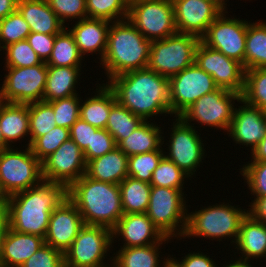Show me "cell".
Wrapping results in <instances>:
<instances>
[{
    "label": "cell",
    "mask_w": 266,
    "mask_h": 267,
    "mask_svg": "<svg viewBox=\"0 0 266 267\" xmlns=\"http://www.w3.org/2000/svg\"><path fill=\"white\" fill-rule=\"evenodd\" d=\"M68 199V187L42 179L32 188L7 197L8 227L20 233L45 238L50 216Z\"/></svg>",
    "instance_id": "1"
},
{
    "label": "cell",
    "mask_w": 266,
    "mask_h": 267,
    "mask_svg": "<svg viewBox=\"0 0 266 267\" xmlns=\"http://www.w3.org/2000/svg\"><path fill=\"white\" fill-rule=\"evenodd\" d=\"M106 84L113 90L121 106L144 121L158 114H172L170 80L149 68L117 75Z\"/></svg>",
    "instance_id": "2"
},
{
    "label": "cell",
    "mask_w": 266,
    "mask_h": 267,
    "mask_svg": "<svg viewBox=\"0 0 266 267\" xmlns=\"http://www.w3.org/2000/svg\"><path fill=\"white\" fill-rule=\"evenodd\" d=\"M68 199L78 208L85 225L112 230L124 214L119 185L98 181L86 174L68 187Z\"/></svg>",
    "instance_id": "3"
},
{
    "label": "cell",
    "mask_w": 266,
    "mask_h": 267,
    "mask_svg": "<svg viewBox=\"0 0 266 267\" xmlns=\"http://www.w3.org/2000/svg\"><path fill=\"white\" fill-rule=\"evenodd\" d=\"M151 43L128 19L111 22L105 56L100 63L107 80L132 70L147 68Z\"/></svg>",
    "instance_id": "4"
},
{
    "label": "cell",
    "mask_w": 266,
    "mask_h": 267,
    "mask_svg": "<svg viewBox=\"0 0 266 267\" xmlns=\"http://www.w3.org/2000/svg\"><path fill=\"white\" fill-rule=\"evenodd\" d=\"M246 215V209L242 210L225 202L204 206V208L202 206L198 211L187 213L186 230L182 238L204 237L211 240L217 239L219 242L223 238H230L231 243L235 245L241 222Z\"/></svg>",
    "instance_id": "5"
},
{
    "label": "cell",
    "mask_w": 266,
    "mask_h": 267,
    "mask_svg": "<svg viewBox=\"0 0 266 267\" xmlns=\"http://www.w3.org/2000/svg\"><path fill=\"white\" fill-rule=\"evenodd\" d=\"M200 38L193 34L176 33L151 43L147 68L170 79L192 65Z\"/></svg>",
    "instance_id": "6"
},
{
    "label": "cell",
    "mask_w": 266,
    "mask_h": 267,
    "mask_svg": "<svg viewBox=\"0 0 266 267\" xmlns=\"http://www.w3.org/2000/svg\"><path fill=\"white\" fill-rule=\"evenodd\" d=\"M185 199L179 189L151 186L146 214L166 237L182 239L188 212Z\"/></svg>",
    "instance_id": "7"
},
{
    "label": "cell",
    "mask_w": 266,
    "mask_h": 267,
    "mask_svg": "<svg viewBox=\"0 0 266 267\" xmlns=\"http://www.w3.org/2000/svg\"><path fill=\"white\" fill-rule=\"evenodd\" d=\"M13 148L0 152V188L7 197L32 188L43 179L42 163L30 147Z\"/></svg>",
    "instance_id": "8"
},
{
    "label": "cell",
    "mask_w": 266,
    "mask_h": 267,
    "mask_svg": "<svg viewBox=\"0 0 266 267\" xmlns=\"http://www.w3.org/2000/svg\"><path fill=\"white\" fill-rule=\"evenodd\" d=\"M127 19L147 40L177 33L172 0H130Z\"/></svg>",
    "instance_id": "9"
},
{
    "label": "cell",
    "mask_w": 266,
    "mask_h": 267,
    "mask_svg": "<svg viewBox=\"0 0 266 267\" xmlns=\"http://www.w3.org/2000/svg\"><path fill=\"white\" fill-rule=\"evenodd\" d=\"M235 100L240 102L241 94L225 88H218L214 92L200 97L179 117L187 124L193 121L228 132L234 116Z\"/></svg>",
    "instance_id": "10"
},
{
    "label": "cell",
    "mask_w": 266,
    "mask_h": 267,
    "mask_svg": "<svg viewBox=\"0 0 266 267\" xmlns=\"http://www.w3.org/2000/svg\"><path fill=\"white\" fill-rule=\"evenodd\" d=\"M112 230L105 226L84 225L64 253L65 267H101L111 250Z\"/></svg>",
    "instance_id": "11"
},
{
    "label": "cell",
    "mask_w": 266,
    "mask_h": 267,
    "mask_svg": "<svg viewBox=\"0 0 266 267\" xmlns=\"http://www.w3.org/2000/svg\"><path fill=\"white\" fill-rule=\"evenodd\" d=\"M8 74L0 88V101L29 104L43 101L48 66L45 62L31 67H5Z\"/></svg>",
    "instance_id": "12"
},
{
    "label": "cell",
    "mask_w": 266,
    "mask_h": 267,
    "mask_svg": "<svg viewBox=\"0 0 266 267\" xmlns=\"http://www.w3.org/2000/svg\"><path fill=\"white\" fill-rule=\"evenodd\" d=\"M174 120L176 121L173 122L171 137L167 145L169 153L164 152V156L192 178L206 156L204 143L193 123L187 124L180 117H176Z\"/></svg>",
    "instance_id": "13"
},
{
    "label": "cell",
    "mask_w": 266,
    "mask_h": 267,
    "mask_svg": "<svg viewBox=\"0 0 266 267\" xmlns=\"http://www.w3.org/2000/svg\"><path fill=\"white\" fill-rule=\"evenodd\" d=\"M169 80L170 106L174 117H179L203 95L212 93L219 88L213 77L195 62Z\"/></svg>",
    "instance_id": "14"
},
{
    "label": "cell",
    "mask_w": 266,
    "mask_h": 267,
    "mask_svg": "<svg viewBox=\"0 0 266 267\" xmlns=\"http://www.w3.org/2000/svg\"><path fill=\"white\" fill-rule=\"evenodd\" d=\"M223 11L209 26L200 41L216 49L244 67L247 21L227 18Z\"/></svg>",
    "instance_id": "15"
},
{
    "label": "cell",
    "mask_w": 266,
    "mask_h": 267,
    "mask_svg": "<svg viewBox=\"0 0 266 267\" xmlns=\"http://www.w3.org/2000/svg\"><path fill=\"white\" fill-rule=\"evenodd\" d=\"M194 62L213 77L219 88L242 94L245 69L241 63L228 58L216 49L206 46L201 41L196 47Z\"/></svg>",
    "instance_id": "16"
},
{
    "label": "cell",
    "mask_w": 266,
    "mask_h": 267,
    "mask_svg": "<svg viewBox=\"0 0 266 267\" xmlns=\"http://www.w3.org/2000/svg\"><path fill=\"white\" fill-rule=\"evenodd\" d=\"M86 173L83 151L69 138L42 162L45 180L60 182L69 187Z\"/></svg>",
    "instance_id": "17"
},
{
    "label": "cell",
    "mask_w": 266,
    "mask_h": 267,
    "mask_svg": "<svg viewBox=\"0 0 266 267\" xmlns=\"http://www.w3.org/2000/svg\"><path fill=\"white\" fill-rule=\"evenodd\" d=\"M172 3L177 32L193 34L199 38L222 13L214 3L206 0H172Z\"/></svg>",
    "instance_id": "18"
},
{
    "label": "cell",
    "mask_w": 266,
    "mask_h": 267,
    "mask_svg": "<svg viewBox=\"0 0 266 267\" xmlns=\"http://www.w3.org/2000/svg\"><path fill=\"white\" fill-rule=\"evenodd\" d=\"M84 225L78 208L66 199L53 210L44 241L64 254Z\"/></svg>",
    "instance_id": "19"
},
{
    "label": "cell",
    "mask_w": 266,
    "mask_h": 267,
    "mask_svg": "<svg viewBox=\"0 0 266 267\" xmlns=\"http://www.w3.org/2000/svg\"><path fill=\"white\" fill-rule=\"evenodd\" d=\"M120 236L125 242L120 248L147 246L159 242L165 244L171 241V238L166 237L146 213L123 214L112 229L113 240Z\"/></svg>",
    "instance_id": "20"
},
{
    "label": "cell",
    "mask_w": 266,
    "mask_h": 267,
    "mask_svg": "<svg viewBox=\"0 0 266 267\" xmlns=\"http://www.w3.org/2000/svg\"><path fill=\"white\" fill-rule=\"evenodd\" d=\"M239 103L243 105L235 107L227 134L236 144L252 146L253 151L266 135V112L242 100Z\"/></svg>",
    "instance_id": "21"
},
{
    "label": "cell",
    "mask_w": 266,
    "mask_h": 267,
    "mask_svg": "<svg viewBox=\"0 0 266 267\" xmlns=\"http://www.w3.org/2000/svg\"><path fill=\"white\" fill-rule=\"evenodd\" d=\"M111 22L104 19L84 18L80 21H75L69 31L74 36L75 43L82 56L86 53L98 52L100 54V62L105 56L108 30Z\"/></svg>",
    "instance_id": "22"
},
{
    "label": "cell",
    "mask_w": 266,
    "mask_h": 267,
    "mask_svg": "<svg viewBox=\"0 0 266 267\" xmlns=\"http://www.w3.org/2000/svg\"><path fill=\"white\" fill-rule=\"evenodd\" d=\"M44 244V238L40 236L20 233L8 227L1 247L0 265L20 267Z\"/></svg>",
    "instance_id": "23"
},
{
    "label": "cell",
    "mask_w": 266,
    "mask_h": 267,
    "mask_svg": "<svg viewBox=\"0 0 266 267\" xmlns=\"http://www.w3.org/2000/svg\"><path fill=\"white\" fill-rule=\"evenodd\" d=\"M17 10L29 24L31 32L57 35L66 27L46 0H18Z\"/></svg>",
    "instance_id": "24"
},
{
    "label": "cell",
    "mask_w": 266,
    "mask_h": 267,
    "mask_svg": "<svg viewBox=\"0 0 266 267\" xmlns=\"http://www.w3.org/2000/svg\"><path fill=\"white\" fill-rule=\"evenodd\" d=\"M237 251L242 255L241 261L260 260L266 258V224L247 214L240 225L238 239L235 243ZM250 259V260H249Z\"/></svg>",
    "instance_id": "25"
},
{
    "label": "cell",
    "mask_w": 266,
    "mask_h": 267,
    "mask_svg": "<svg viewBox=\"0 0 266 267\" xmlns=\"http://www.w3.org/2000/svg\"><path fill=\"white\" fill-rule=\"evenodd\" d=\"M29 125V104L0 101V127L8 146L14 147L11 144L27 136L28 144L25 146H30Z\"/></svg>",
    "instance_id": "26"
},
{
    "label": "cell",
    "mask_w": 266,
    "mask_h": 267,
    "mask_svg": "<svg viewBox=\"0 0 266 267\" xmlns=\"http://www.w3.org/2000/svg\"><path fill=\"white\" fill-rule=\"evenodd\" d=\"M89 178L120 184L128 176V156L118 147L105 155L86 163V173Z\"/></svg>",
    "instance_id": "27"
},
{
    "label": "cell",
    "mask_w": 266,
    "mask_h": 267,
    "mask_svg": "<svg viewBox=\"0 0 266 267\" xmlns=\"http://www.w3.org/2000/svg\"><path fill=\"white\" fill-rule=\"evenodd\" d=\"M98 85L94 96L81 100L80 118L93 127L105 129L110 110L117 103V99L107 84Z\"/></svg>",
    "instance_id": "28"
},
{
    "label": "cell",
    "mask_w": 266,
    "mask_h": 267,
    "mask_svg": "<svg viewBox=\"0 0 266 267\" xmlns=\"http://www.w3.org/2000/svg\"><path fill=\"white\" fill-rule=\"evenodd\" d=\"M80 72L81 66H48L43 101L51 102L78 95L76 85L81 76Z\"/></svg>",
    "instance_id": "29"
},
{
    "label": "cell",
    "mask_w": 266,
    "mask_h": 267,
    "mask_svg": "<svg viewBox=\"0 0 266 267\" xmlns=\"http://www.w3.org/2000/svg\"><path fill=\"white\" fill-rule=\"evenodd\" d=\"M161 128L151 121H144L129 137L121 140L117 147L128 157L159 150L164 144Z\"/></svg>",
    "instance_id": "30"
},
{
    "label": "cell",
    "mask_w": 266,
    "mask_h": 267,
    "mask_svg": "<svg viewBox=\"0 0 266 267\" xmlns=\"http://www.w3.org/2000/svg\"><path fill=\"white\" fill-rule=\"evenodd\" d=\"M162 244L163 242H159L147 246L121 248L114 254L116 256L113 255L110 259L113 258L118 267H168L171 256L164 258V261L160 260L159 246Z\"/></svg>",
    "instance_id": "31"
},
{
    "label": "cell",
    "mask_w": 266,
    "mask_h": 267,
    "mask_svg": "<svg viewBox=\"0 0 266 267\" xmlns=\"http://www.w3.org/2000/svg\"><path fill=\"white\" fill-rule=\"evenodd\" d=\"M266 68V22L247 21L244 69Z\"/></svg>",
    "instance_id": "32"
},
{
    "label": "cell",
    "mask_w": 266,
    "mask_h": 267,
    "mask_svg": "<svg viewBox=\"0 0 266 267\" xmlns=\"http://www.w3.org/2000/svg\"><path fill=\"white\" fill-rule=\"evenodd\" d=\"M119 189L124 214L147 212L151 184L127 176Z\"/></svg>",
    "instance_id": "33"
},
{
    "label": "cell",
    "mask_w": 266,
    "mask_h": 267,
    "mask_svg": "<svg viewBox=\"0 0 266 267\" xmlns=\"http://www.w3.org/2000/svg\"><path fill=\"white\" fill-rule=\"evenodd\" d=\"M83 56L75 43L74 36L67 26L55 36V42L47 66H82Z\"/></svg>",
    "instance_id": "34"
},
{
    "label": "cell",
    "mask_w": 266,
    "mask_h": 267,
    "mask_svg": "<svg viewBox=\"0 0 266 267\" xmlns=\"http://www.w3.org/2000/svg\"><path fill=\"white\" fill-rule=\"evenodd\" d=\"M144 120L134 115L118 102L111 108L105 129L112 135L116 145L129 137Z\"/></svg>",
    "instance_id": "35"
},
{
    "label": "cell",
    "mask_w": 266,
    "mask_h": 267,
    "mask_svg": "<svg viewBox=\"0 0 266 267\" xmlns=\"http://www.w3.org/2000/svg\"><path fill=\"white\" fill-rule=\"evenodd\" d=\"M241 100L266 112V68L245 71Z\"/></svg>",
    "instance_id": "36"
},
{
    "label": "cell",
    "mask_w": 266,
    "mask_h": 267,
    "mask_svg": "<svg viewBox=\"0 0 266 267\" xmlns=\"http://www.w3.org/2000/svg\"><path fill=\"white\" fill-rule=\"evenodd\" d=\"M30 144L40 136H44L55 128L56 121L53 107L49 102L29 103Z\"/></svg>",
    "instance_id": "37"
},
{
    "label": "cell",
    "mask_w": 266,
    "mask_h": 267,
    "mask_svg": "<svg viewBox=\"0 0 266 267\" xmlns=\"http://www.w3.org/2000/svg\"><path fill=\"white\" fill-rule=\"evenodd\" d=\"M130 0H86L87 18L110 22L126 20Z\"/></svg>",
    "instance_id": "38"
},
{
    "label": "cell",
    "mask_w": 266,
    "mask_h": 267,
    "mask_svg": "<svg viewBox=\"0 0 266 267\" xmlns=\"http://www.w3.org/2000/svg\"><path fill=\"white\" fill-rule=\"evenodd\" d=\"M164 152L161 147L159 150L129 156L128 176L150 184L154 170L165 155Z\"/></svg>",
    "instance_id": "39"
},
{
    "label": "cell",
    "mask_w": 266,
    "mask_h": 267,
    "mask_svg": "<svg viewBox=\"0 0 266 267\" xmlns=\"http://www.w3.org/2000/svg\"><path fill=\"white\" fill-rule=\"evenodd\" d=\"M30 33L29 24L18 10L0 19V51L12 43L25 40Z\"/></svg>",
    "instance_id": "40"
},
{
    "label": "cell",
    "mask_w": 266,
    "mask_h": 267,
    "mask_svg": "<svg viewBox=\"0 0 266 267\" xmlns=\"http://www.w3.org/2000/svg\"><path fill=\"white\" fill-rule=\"evenodd\" d=\"M186 178L188 179L189 176L164 156L154 170L150 184L151 186L183 191Z\"/></svg>",
    "instance_id": "41"
},
{
    "label": "cell",
    "mask_w": 266,
    "mask_h": 267,
    "mask_svg": "<svg viewBox=\"0 0 266 267\" xmlns=\"http://www.w3.org/2000/svg\"><path fill=\"white\" fill-rule=\"evenodd\" d=\"M69 138V129L55 126L44 136L37 137L29 147L33 155L42 163Z\"/></svg>",
    "instance_id": "42"
},
{
    "label": "cell",
    "mask_w": 266,
    "mask_h": 267,
    "mask_svg": "<svg viewBox=\"0 0 266 267\" xmlns=\"http://www.w3.org/2000/svg\"><path fill=\"white\" fill-rule=\"evenodd\" d=\"M4 50V67H31L43 63L26 39L6 46Z\"/></svg>",
    "instance_id": "43"
},
{
    "label": "cell",
    "mask_w": 266,
    "mask_h": 267,
    "mask_svg": "<svg viewBox=\"0 0 266 267\" xmlns=\"http://www.w3.org/2000/svg\"><path fill=\"white\" fill-rule=\"evenodd\" d=\"M80 95H74L68 98L56 99L49 102L54 111L56 126L70 127L80 118Z\"/></svg>",
    "instance_id": "44"
},
{
    "label": "cell",
    "mask_w": 266,
    "mask_h": 267,
    "mask_svg": "<svg viewBox=\"0 0 266 267\" xmlns=\"http://www.w3.org/2000/svg\"><path fill=\"white\" fill-rule=\"evenodd\" d=\"M241 175L255 198L266 196V161L242 165Z\"/></svg>",
    "instance_id": "45"
},
{
    "label": "cell",
    "mask_w": 266,
    "mask_h": 267,
    "mask_svg": "<svg viewBox=\"0 0 266 267\" xmlns=\"http://www.w3.org/2000/svg\"><path fill=\"white\" fill-rule=\"evenodd\" d=\"M52 11L59 17L60 21H78L87 18L86 0H46Z\"/></svg>",
    "instance_id": "46"
},
{
    "label": "cell",
    "mask_w": 266,
    "mask_h": 267,
    "mask_svg": "<svg viewBox=\"0 0 266 267\" xmlns=\"http://www.w3.org/2000/svg\"><path fill=\"white\" fill-rule=\"evenodd\" d=\"M20 267H65L64 254L45 243Z\"/></svg>",
    "instance_id": "47"
},
{
    "label": "cell",
    "mask_w": 266,
    "mask_h": 267,
    "mask_svg": "<svg viewBox=\"0 0 266 267\" xmlns=\"http://www.w3.org/2000/svg\"><path fill=\"white\" fill-rule=\"evenodd\" d=\"M114 138L106 129H98L92 133L91 148L83 151L86 163L95 158L101 157L116 148Z\"/></svg>",
    "instance_id": "48"
},
{
    "label": "cell",
    "mask_w": 266,
    "mask_h": 267,
    "mask_svg": "<svg viewBox=\"0 0 266 267\" xmlns=\"http://www.w3.org/2000/svg\"><path fill=\"white\" fill-rule=\"evenodd\" d=\"M98 128L93 127L86 121L79 118L69 129L70 138L84 151L91 148L92 133H96Z\"/></svg>",
    "instance_id": "49"
},
{
    "label": "cell",
    "mask_w": 266,
    "mask_h": 267,
    "mask_svg": "<svg viewBox=\"0 0 266 267\" xmlns=\"http://www.w3.org/2000/svg\"><path fill=\"white\" fill-rule=\"evenodd\" d=\"M55 36L56 35L31 32L26 40L41 60L46 62L51 55Z\"/></svg>",
    "instance_id": "50"
},
{
    "label": "cell",
    "mask_w": 266,
    "mask_h": 267,
    "mask_svg": "<svg viewBox=\"0 0 266 267\" xmlns=\"http://www.w3.org/2000/svg\"><path fill=\"white\" fill-rule=\"evenodd\" d=\"M170 264L173 267H219L218 264L212 260L209 255L203 254L202 252H193L188 253L184 256L182 261L171 258Z\"/></svg>",
    "instance_id": "51"
},
{
    "label": "cell",
    "mask_w": 266,
    "mask_h": 267,
    "mask_svg": "<svg viewBox=\"0 0 266 267\" xmlns=\"http://www.w3.org/2000/svg\"><path fill=\"white\" fill-rule=\"evenodd\" d=\"M252 202L248 205L251 208L247 210V214L255 220L266 224V196L254 198Z\"/></svg>",
    "instance_id": "52"
},
{
    "label": "cell",
    "mask_w": 266,
    "mask_h": 267,
    "mask_svg": "<svg viewBox=\"0 0 266 267\" xmlns=\"http://www.w3.org/2000/svg\"><path fill=\"white\" fill-rule=\"evenodd\" d=\"M250 153L252 154L251 162L266 161V135Z\"/></svg>",
    "instance_id": "53"
},
{
    "label": "cell",
    "mask_w": 266,
    "mask_h": 267,
    "mask_svg": "<svg viewBox=\"0 0 266 267\" xmlns=\"http://www.w3.org/2000/svg\"><path fill=\"white\" fill-rule=\"evenodd\" d=\"M18 0H0V19L17 10Z\"/></svg>",
    "instance_id": "54"
},
{
    "label": "cell",
    "mask_w": 266,
    "mask_h": 267,
    "mask_svg": "<svg viewBox=\"0 0 266 267\" xmlns=\"http://www.w3.org/2000/svg\"><path fill=\"white\" fill-rule=\"evenodd\" d=\"M7 229H8L7 213H6V210H1L0 211V252H1V247L3 243V238H4V235Z\"/></svg>",
    "instance_id": "55"
},
{
    "label": "cell",
    "mask_w": 266,
    "mask_h": 267,
    "mask_svg": "<svg viewBox=\"0 0 266 267\" xmlns=\"http://www.w3.org/2000/svg\"><path fill=\"white\" fill-rule=\"evenodd\" d=\"M232 262V263H231ZM229 264H224L222 267H254L251 265V262L249 261H241V260H234L232 261Z\"/></svg>",
    "instance_id": "56"
},
{
    "label": "cell",
    "mask_w": 266,
    "mask_h": 267,
    "mask_svg": "<svg viewBox=\"0 0 266 267\" xmlns=\"http://www.w3.org/2000/svg\"><path fill=\"white\" fill-rule=\"evenodd\" d=\"M206 1L214 3L222 12L227 11L226 10V6H227L226 1L227 0H206Z\"/></svg>",
    "instance_id": "57"
},
{
    "label": "cell",
    "mask_w": 266,
    "mask_h": 267,
    "mask_svg": "<svg viewBox=\"0 0 266 267\" xmlns=\"http://www.w3.org/2000/svg\"><path fill=\"white\" fill-rule=\"evenodd\" d=\"M7 196L2 192L0 188V211L6 210Z\"/></svg>",
    "instance_id": "58"
},
{
    "label": "cell",
    "mask_w": 266,
    "mask_h": 267,
    "mask_svg": "<svg viewBox=\"0 0 266 267\" xmlns=\"http://www.w3.org/2000/svg\"><path fill=\"white\" fill-rule=\"evenodd\" d=\"M9 147H10V146H8V145L5 143L4 137H3L2 132H1V127H0V152L3 151L4 149L9 148Z\"/></svg>",
    "instance_id": "59"
},
{
    "label": "cell",
    "mask_w": 266,
    "mask_h": 267,
    "mask_svg": "<svg viewBox=\"0 0 266 267\" xmlns=\"http://www.w3.org/2000/svg\"><path fill=\"white\" fill-rule=\"evenodd\" d=\"M110 264L108 263V264H106V265H104V266H101V267H118L114 262H113V259H111L110 260Z\"/></svg>",
    "instance_id": "60"
}]
</instances>
